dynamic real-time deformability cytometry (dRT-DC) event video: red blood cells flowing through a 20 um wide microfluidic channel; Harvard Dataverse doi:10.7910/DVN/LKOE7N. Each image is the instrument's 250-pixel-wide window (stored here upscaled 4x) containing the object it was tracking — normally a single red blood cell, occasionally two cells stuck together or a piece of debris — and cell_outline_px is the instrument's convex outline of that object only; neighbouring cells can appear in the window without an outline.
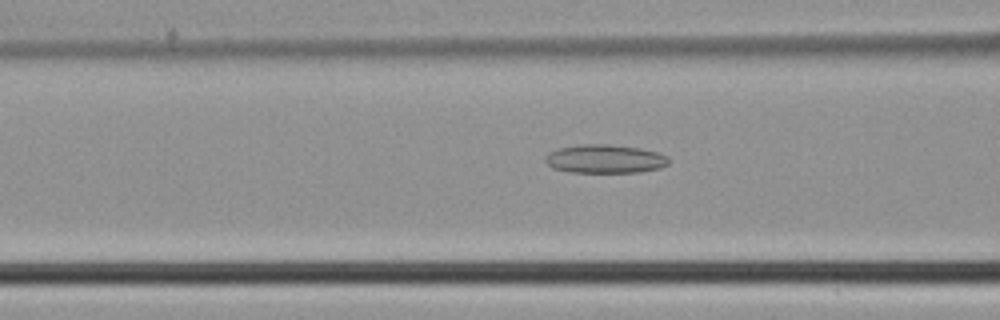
{"species": "common noctule bat (a hibernating species)", "species_latin": "Nyctalus noctula", "temperature_condition": "cold", "stored_images_in_passage": 12, "camera_frame_rate_fps": 3000, "um_per_image_px": 0.085, "animal": {"sex": "male", "body_mass_g": 21.5, "forearm_length_mm": 52.0}, "frame": {"image": 1, "passage_image": 10, "time_ms": 3.0, "image_size_px": [1000, 320], "cell_outline_px": [[668, 164], [660, 168], [640, 172], [572, 172], [552, 168], [544, 160], [544, 156], [548, 152], [560, 148], [580, 144], [608, 144], [640, 148], [656, 152], [668, 156]], "centroid_in_image_um": [51.4, 13.5], "position_along_channel_um": 115.2, "area_um2": 20.58}}